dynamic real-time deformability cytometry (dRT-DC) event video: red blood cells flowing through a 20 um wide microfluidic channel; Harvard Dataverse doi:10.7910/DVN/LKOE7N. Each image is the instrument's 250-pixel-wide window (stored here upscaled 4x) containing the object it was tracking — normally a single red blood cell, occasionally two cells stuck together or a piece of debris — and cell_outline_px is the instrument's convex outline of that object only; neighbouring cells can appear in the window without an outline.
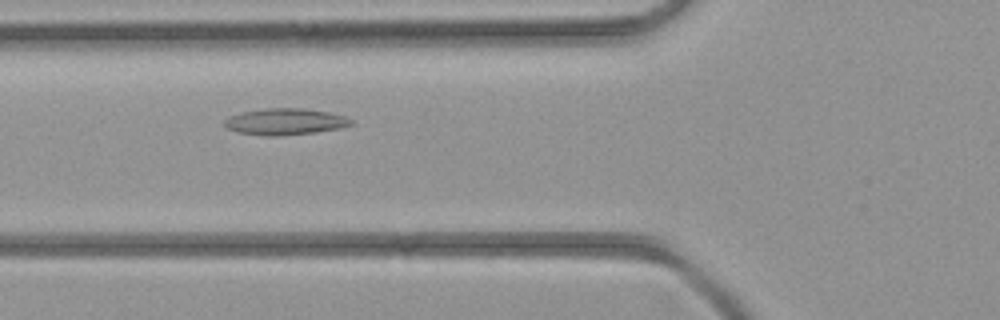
{"species": "common noctule bat (a hibernating species)", "species_latin": "Nyctalus noctula", "temperature_condition": "room temperature", "stored_images_in_passage": 34, "camera_frame_rate_fps": 3000, "um_per_image_px": 0.085, "animal": {"sex": "female", "body_mass_g": 21.9}, "frame": {"image": 1, "passage_image": 6, "time_ms": 1.667, "image_size_px": [1000, 320], "cell_outline_px": [[356, 124], [340, 128], [316, 132], [276, 136], [268, 136], [236, 132], [228, 128], [224, 124], [224, 120], [228, 116], [240, 112], [264, 108], [304, 108], [328, 112], [344, 116], [352, 120]], "centroid_in_image_um": [24.23, 10.33], "position_along_channel_um": 101.6, "area_um2": 19.65}}
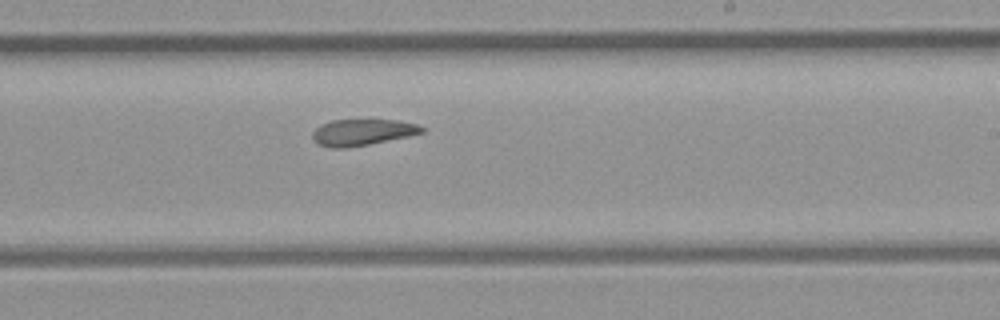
{"frame": {"image": 2, "passage_image": 16, "time_ms": 5.0, "image_size_px": [1000, 320], "cell_outline_px": [[424, 132], [408, 136], [368, 144], [344, 148], [332, 148], [316, 144], [312, 140], [312, 132], [320, 124], [332, 120], [396, 120], [416, 124], [424, 128]], "centroid_in_image_um": [30.73, 11.24], "position_along_channel_um": 258.3, "area_um2": 16.7}}
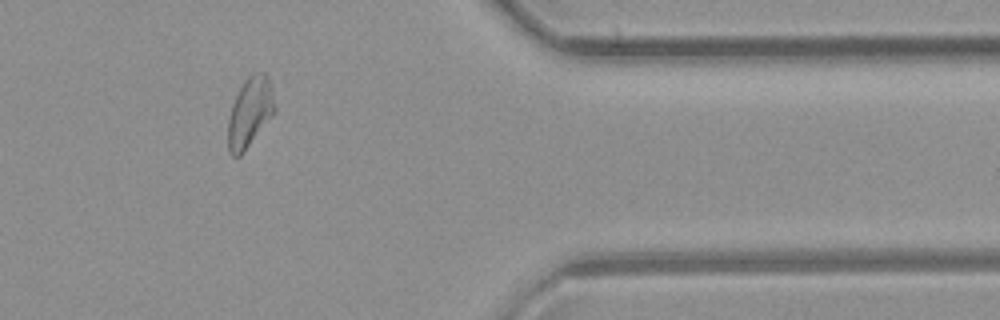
{"frame": {"image": 3, "passage_image": 26, "time_ms": 8.333, "image_size_px": [1000, 320], "cell_outline_px": [[276, 112], [240, 156], [232, 156], [228, 152], [228, 120], [232, 104], [244, 80], [248, 76], [256, 72], [264, 72], [268, 76], [272, 84], [276, 108]], "centroid_in_image_um": [21.27, 9.52], "position_along_channel_um": 390.1, "area_um2": 19.19}}